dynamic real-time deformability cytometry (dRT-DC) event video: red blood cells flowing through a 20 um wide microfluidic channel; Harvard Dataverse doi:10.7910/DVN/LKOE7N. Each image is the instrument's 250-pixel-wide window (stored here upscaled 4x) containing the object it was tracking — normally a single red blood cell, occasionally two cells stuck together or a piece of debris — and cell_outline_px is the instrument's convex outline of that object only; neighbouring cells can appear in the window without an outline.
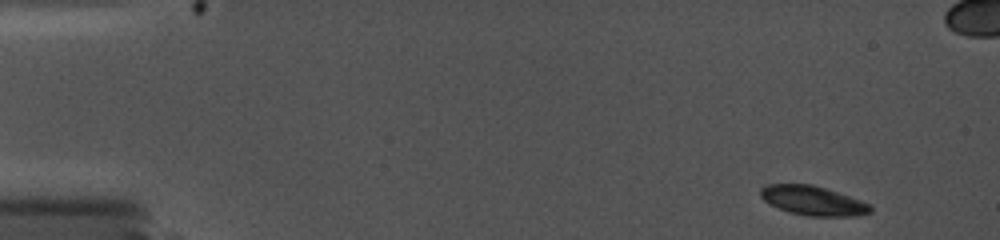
{"species": "common noctule bat (a hibernating species)", "species_latin": "Nyctalus noctula", "temperature_condition": "cold", "stored_images_in_passage": 38, "camera_frame_rate_fps": 5000, "um_per_image_px": 0.085, "animal": {"sex": "female", "body_mass_g": 19.0, "forearm_length_mm": 56.7}, "frame": {"image": 1, "passage_image": 1, "time_ms": 0.0, "image_size_px": [1000, 240], "cell_outline_px": [[872, 212], [856, 216], [808, 216], [788, 212], [764, 200], [760, 196], [760, 188], [764, 184], [812, 184], [872, 204]], "centroid_in_image_um": [69.1, 17.05], "position_along_channel_um": 15.9, "area_um2": 18.73}}
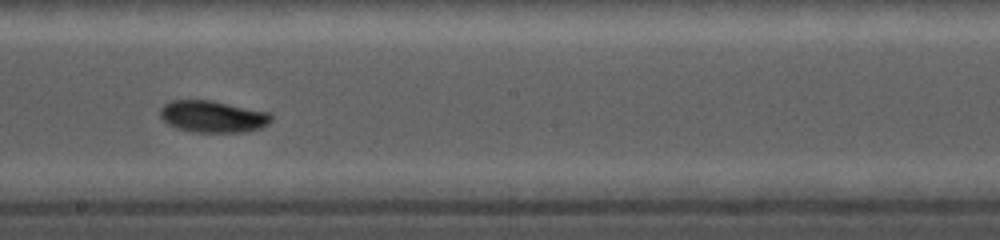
{"frame": {"image": 2, "passage_image": 23, "time_ms": 9.0, "image_size_px": [1000, 240], "cell_outline_px": [[272, 120], [268, 124], [260, 128], [244, 132], [192, 132], [176, 128], [168, 124], [160, 116], [160, 108], [164, 104], [172, 100], [212, 100], [272, 112]], "centroid_in_image_um": [18.12, 9.9], "position_along_channel_um": 230.1, "area_um2": 20.87}}
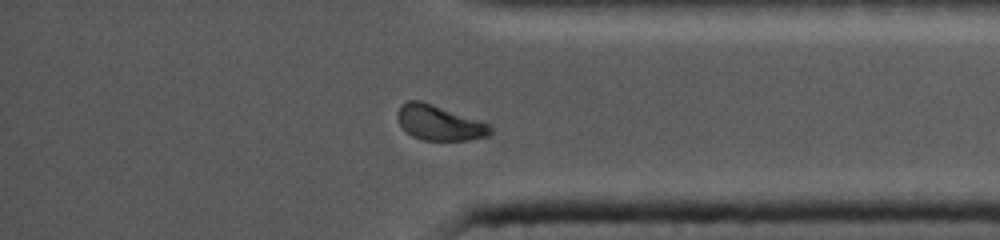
{"frame": {"image": 3, "passage_image": 33, "time_ms": 13.4, "image_size_px": [1000, 240], "cell_outline_px": [[492, 132], [488, 136], [468, 140], [424, 140], [412, 136], [400, 124], [396, 116], [396, 112], [400, 104], [408, 100], [420, 100], [492, 124]], "centroid_in_image_um": [37.35, 10.43], "position_along_channel_um": 397.9, "area_um2": 19.07}}